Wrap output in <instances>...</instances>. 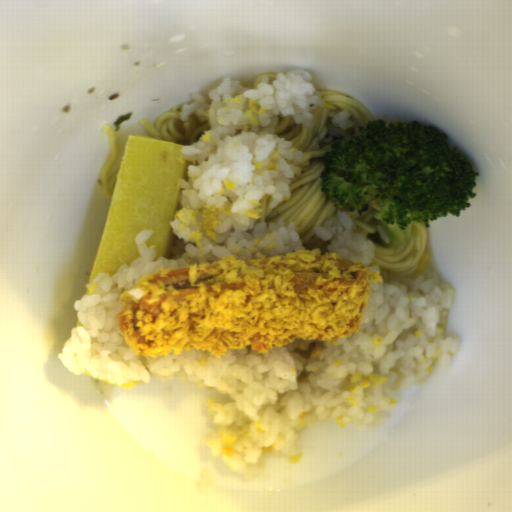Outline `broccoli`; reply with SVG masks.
Masks as SVG:
<instances>
[{
	"instance_id": "1706d50b",
	"label": "broccoli",
	"mask_w": 512,
	"mask_h": 512,
	"mask_svg": "<svg viewBox=\"0 0 512 512\" xmlns=\"http://www.w3.org/2000/svg\"><path fill=\"white\" fill-rule=\"evenodd\" d=\"M374 119L361 135L349 141L339 138L324 154L320 192L337 212L345 207L367 213L372 204L379 211L390 243L383 248L401 249L414 223L430 221L470 207L475 198L478 170L446 134L431 125Z\"/></svg>"
}]
</instances>
